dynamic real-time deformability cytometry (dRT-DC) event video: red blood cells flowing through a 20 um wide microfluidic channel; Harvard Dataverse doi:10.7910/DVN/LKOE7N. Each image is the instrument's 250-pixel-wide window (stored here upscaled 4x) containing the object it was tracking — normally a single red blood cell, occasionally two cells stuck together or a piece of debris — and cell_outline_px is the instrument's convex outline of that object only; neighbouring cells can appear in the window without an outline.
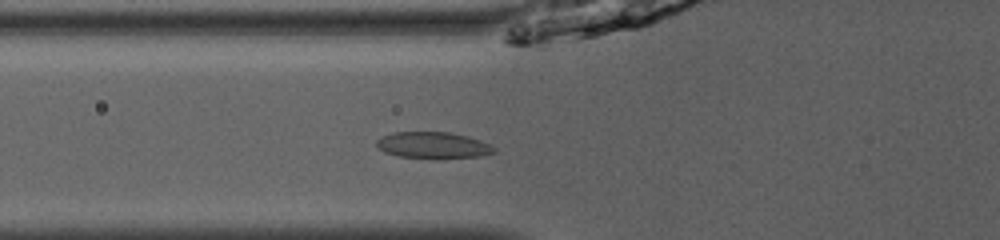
{"species": "common noctule bat (a hibernating species)", "species_latin": "Nyctalus noctula", "temperature_condition": "room temperature", "stored_images_in_passage": 34, "camera_frame_rate_fps": 3000, "um_per_image_px": 0.085, "animal": {"sex": "male", "body_mass_g": 13.0, "forearm_length_mm": 53.1}, "frame": {"image": 1, "passage_image": 3, "time_ms": 0.667, "image_size_px": [1000, 240], "cell_outline_px": [[496, 152], [480, 156], [436, 160], [432, 160], [400, 156], [384, 152], [376, 148], [376, 140], [392, 132], [448, 132], [468, 136], [480, 140], [496, 148]], "centroid_in_image_um": [36.81, 12.37], "position_along_channel_um": 89.0, "area_um2": 18.55}}
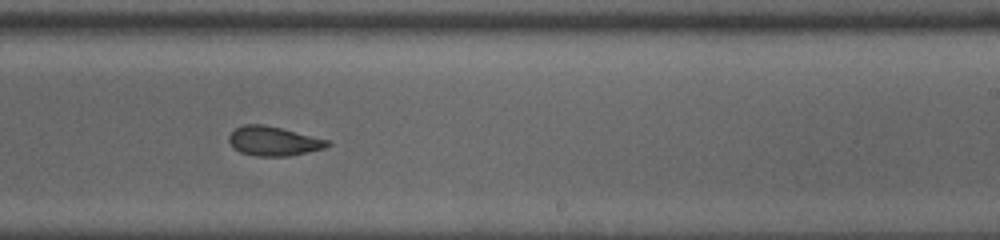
{"frame": {"image": 2, "passage_image": 16, "time_ms": 5.0, "image_size_px": [1000, 240], "cell_outline_px": [[332, 144], [324, 148], [288, 156], [256, 156], [240, 152], [228, 140], [228, 136], [236, 128], [244, 124], [264, 124], [328, 140]], "centroid_in_image_um": [23.24, 11.99], "position_along_channel_um": 265.8, "area_um2": 16.53}}
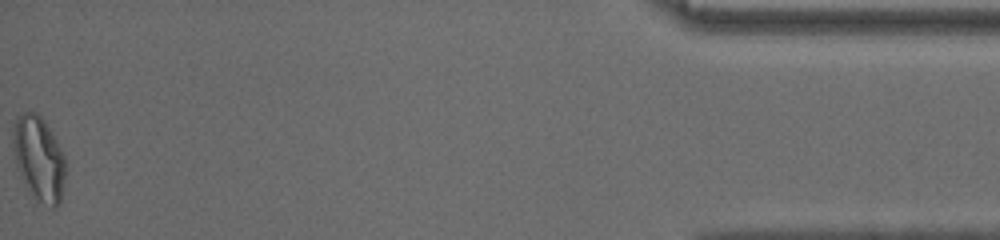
{"frame": {"image": 3, "passage_image": 34, "time_ms": 11.0, "image_size_px": [1000, 240], "cell_outline_px": [[64, 176], [60, 204], [56, 208], [52, 208], [40, 200], [24, 184], [16, 168], [12, 140], [12, 132], [16, 116], [24, 112], [36, 112], [44, 120], [60, 148], [64, 156]], "centroid_in_image_um": [3.27, 13.44], "position_along_channel_um": 431.9, "area_um2": 25.49}, "authors_computed_cell_mechanics": {"area_um2": 17.5423, "velocity_mm_per_s": 4.0598, "shape_relaxation_time_tau1_ms": 8.5799, "shape_relaxation_time_tau2_ms": 2.5814, "deformation_change_tau1": 0.1743, "deformation_change_tau2": 0.0887}}